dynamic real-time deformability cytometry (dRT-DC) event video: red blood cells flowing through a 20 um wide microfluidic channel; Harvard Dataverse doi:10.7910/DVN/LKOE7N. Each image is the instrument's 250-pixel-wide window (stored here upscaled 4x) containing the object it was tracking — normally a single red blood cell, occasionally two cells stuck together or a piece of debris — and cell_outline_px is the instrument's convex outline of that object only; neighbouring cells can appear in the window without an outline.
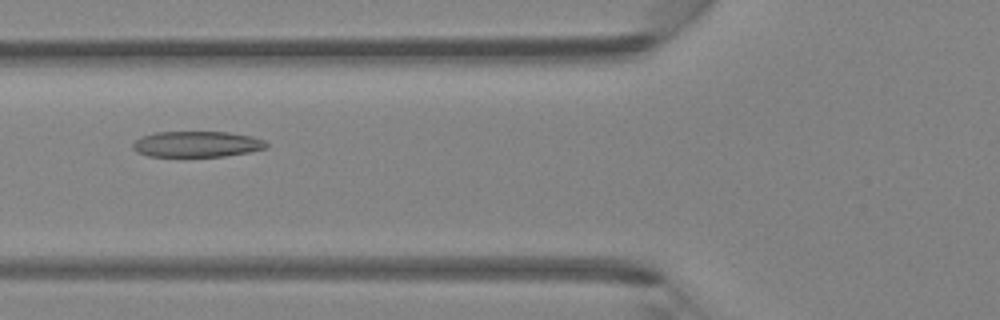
{"species": "Egyptian fruit bat (a non-hibernating species)", "species_latin": "Rousettus aegyptiacus", "temperature_condition": "room temperature", "stored_images_in_passage": 46, "camera_frame_rate_fps": 3000, "um_per_image_px": 0.085, "animal": {"sex": "female"}, "frame": {"image": 1, "passage_image": 18, "time_ms": 5.667, "image_size_px": [1000, 320], "cell_outline_px": [[268, 144], [264, 148], [248, 152], [224, 156], [148, 156], [136, 152], [132, 148], [132, 144], [136, 140], [144, 136], [156, 132], [228, 132], [252, 136], [264, 140]], "centroid_in_image_um": [16.72, 12.25], "position_along_channel_um": 109.1, "area_um2": 19.94}}
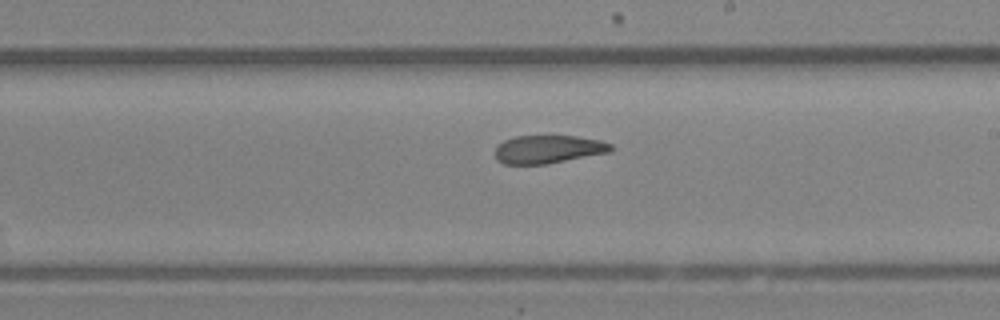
{"frame": {"image": 2, "passage_image": 27, "time_ms": 8.667, "image_size_px": [1000, 320], "cell_outline_px": [[612, 152], [548, 164], [504, 164], [496, 160], [496, 144], [504, 140], [516, 136], [576, 136], [600, 140], [612, 144]], "centroid_in_image_um": [46.61, 12.69], "position_along_channel_um": 242.4, "area_um2": 19.19}}
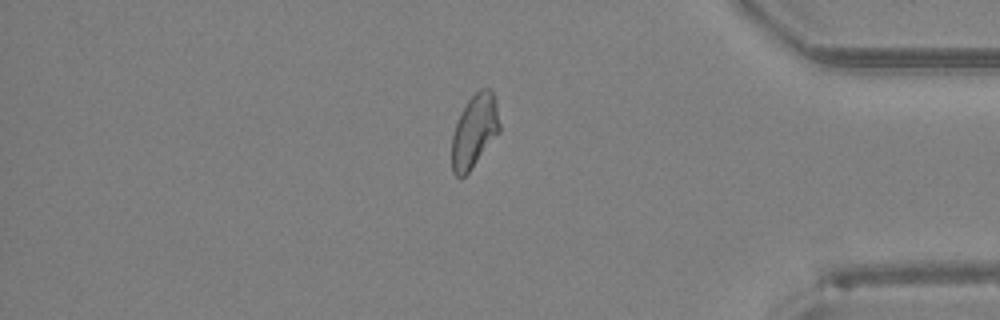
{"frame": {"image": 3, "passage_image": 39, "time_ms": 12.667, "image_size_px": [1000, 320], "cell_outline_px": [[500, 132], [468, 172], [460, 180], [452, 172], [452, 136], [456, 124], [468, 100], [480, 88], [488, 88], [492, 92], [496, 100], [500, 124]], "centroid_in_image_um": [40.34, 11.15], "position_along_channel_um": 394.9, "area_um2": 20.17}}